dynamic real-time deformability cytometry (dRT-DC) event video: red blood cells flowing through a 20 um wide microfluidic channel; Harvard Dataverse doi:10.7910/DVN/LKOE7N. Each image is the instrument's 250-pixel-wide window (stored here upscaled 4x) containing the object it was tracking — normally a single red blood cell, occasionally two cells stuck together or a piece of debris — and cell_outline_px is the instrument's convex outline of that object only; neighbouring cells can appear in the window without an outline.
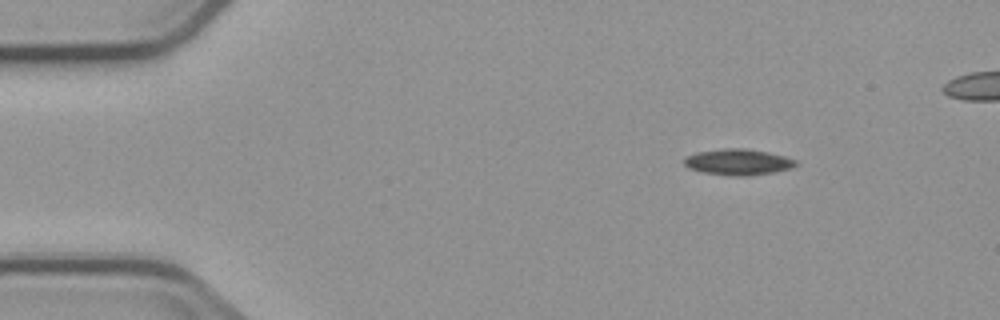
{"species": "common noctule bat (a hibernating species)", "species_latin": "Nyctalus noctula", "temperature_condition": "cold", "stored_images_in_passage": 5, "camera_frame_rate_fps": 3000, "um_per_image_px": 0.085, "animal": {"sex": "male", "body_mass_g": 23.1, "forearm_length_mm": 52.7}, "frame": {"image": 1, "passage_image": 1, "time_ms": 0.0, "image_size_px": [1000, 320], "cell_outline_px": [[800, 164], [792, 168], [776, 172], [748, 176], [732, 176], [704, 172], [688, 168], [684, 164], [684, 156], [696, 152], [724, 148], [744, 148], [768, 152], [784, 156], [796, 160]], "centroid_in_image_um": [62.75, 13.77], "position_along_channel_um": 22.2, "area_um2": 17.17}}
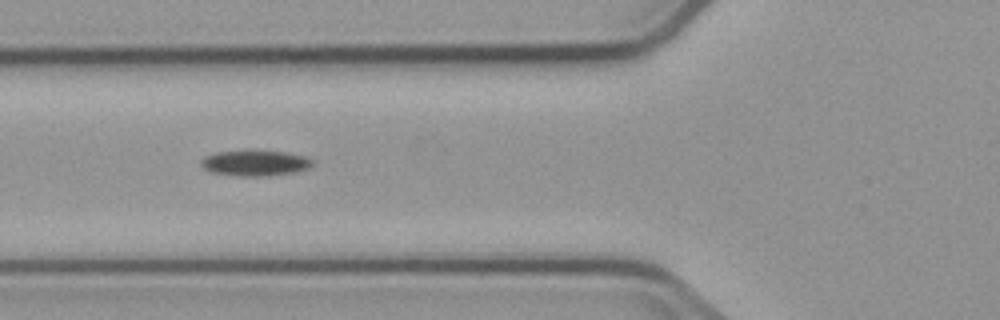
{"frame": {"image": 2, "passage_image": 4, "time_ms": 4.333, "image_size_px": [1000, 320], "cell_outline_px": [[312, 164], [308, 168], [296, 172], [268, 176], [240, 176], [212, 172], [204, 168], [200, 164], [200, 160], [204, 156], [216, 152], [244, 148], [252, 148], [284, 152], [304, 156], [312, 160]], "centroid_in_image_um": [21.63, 13.81], "position_along_channel_um": 104.2, "area_um2": 17.28}}
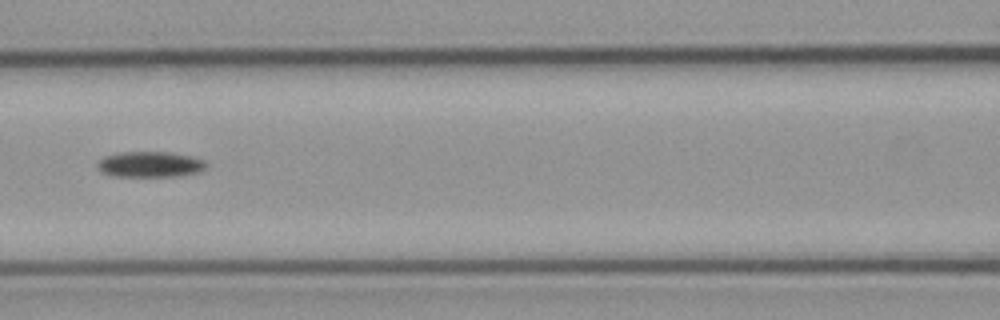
{"frame": {"image": 3, "passage_image": 5, "time_ms": 5.667, "image_size_px": [1000, 320], "cell_outline_px": [[208, 164], [200, 172], [180, 176], [112, 176], [100, 172], [96, 164], [104, 156], [120, 152], [168, 152], [188, 156], [204, 160]], "centroid_in_image_um": [12.73, 13.98], "position_along_channel_um": 153.9, "area_um2": 16.3}}